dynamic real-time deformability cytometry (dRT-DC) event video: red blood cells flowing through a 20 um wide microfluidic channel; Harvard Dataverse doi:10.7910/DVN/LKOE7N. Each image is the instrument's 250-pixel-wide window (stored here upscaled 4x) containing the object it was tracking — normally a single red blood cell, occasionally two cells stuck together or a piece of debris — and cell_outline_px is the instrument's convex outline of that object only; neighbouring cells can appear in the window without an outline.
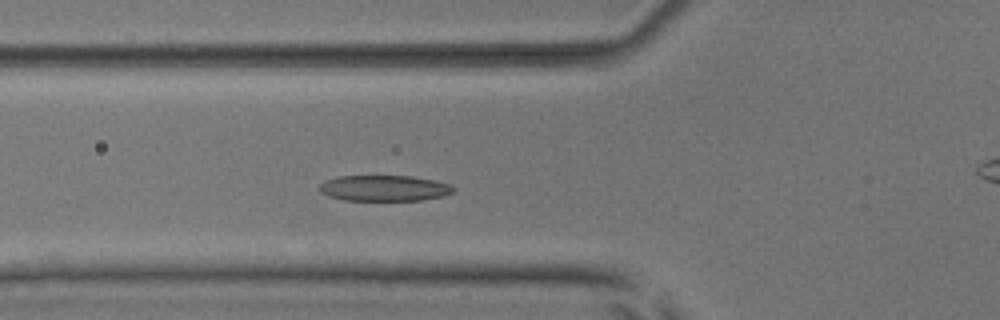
{"species": "common noctule bat (a hibernating species)", "species_latin": "Nyctalus noctula", "temperature_condition": "room temperature", "stored_images_in_passage": 5, "camera_frame_rate_fps": 3000, "um_per_image_px": 0.085, "animal": {"sex": "male", "body_mass_g": 17.9, "forearm_length_mm": 54.2}, "frame": {"image": 1, "passage_image": 4, "time_ms": 3.333, "image_size_px": [1000, 320], "cell_outline_px": [[456, 188], [452, 192], [444, 196], [424, 200], [344, 200], [328, 196], [320, 192], [320, 184], [324, 180], [340, 176], [412, 176], [436, 180], [452, 184]], "centroid_in_image_um": [32.7, 15.99], "position_along_channel_um": 93.1, "area_um2": 20.35}}